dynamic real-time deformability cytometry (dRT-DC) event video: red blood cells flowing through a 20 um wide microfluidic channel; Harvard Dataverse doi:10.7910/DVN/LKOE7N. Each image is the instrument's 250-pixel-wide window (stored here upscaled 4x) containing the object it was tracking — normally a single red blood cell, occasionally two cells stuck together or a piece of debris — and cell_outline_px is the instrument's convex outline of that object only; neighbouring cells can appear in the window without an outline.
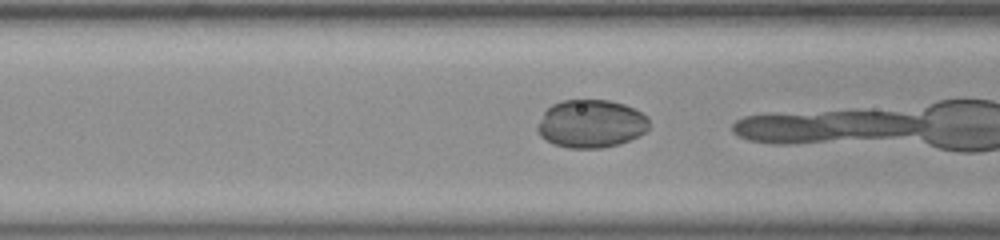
{"species": "common noctule bat (a hibernating species)", "species_latin": "Nyctalus noctula", "temperature_condition": "room temperature", "stored_images_in_passage": 11, "camera_frame_rate_fps": 3000, "um_per_image_px": 0.085, "animal": {"sex": "female", "body_mass_g": 23.0, "forearm_length_mm": 53.4}, "frame": {"image": 1, "passage_image": 10, "time_ms": 3.0, "image_size_px": [1000, 240], "cell_outline_px": [[648, 128], [644, 132], [620, 144], [600, 148], [568, 148], [556, 144], [540, 136], [536, 128], [544, 112], [552, 104], [564, 100], [608, 100], [624, 104], [648, 116]], "centroid_in_image_um": [50.23, 10.51], "position_along_channel_um": 116.4, "area_um2": 30.98}}